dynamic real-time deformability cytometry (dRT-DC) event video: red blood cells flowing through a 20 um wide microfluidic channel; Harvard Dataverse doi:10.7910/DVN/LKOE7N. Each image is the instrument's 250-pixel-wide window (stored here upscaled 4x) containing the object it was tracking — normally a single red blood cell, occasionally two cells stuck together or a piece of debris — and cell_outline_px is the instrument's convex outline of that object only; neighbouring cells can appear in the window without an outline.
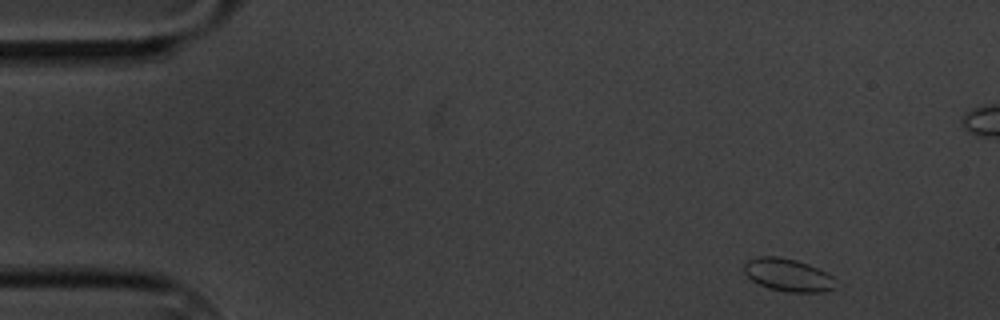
{"species": "common noctule bat (a hibernating species)", "species_latin": "Nyctalus noctula", "temperature_condition": "cold", "stored_images_in_passage": 5, "camera_frame_rate_fps": 3000, "um_per_image_px": 0.085, "animal": {"sex": "male", "body_mass_g": 20.1, "forearm_length_mm": 53.5}, "frame": {"image": 1, "passage_image": 1, "time_ms": 0.0, "image_size_px": [1000, 320], "cell_outline_px": [[836, 288], [824, 292], [788, 292], [772, 288], [760, 284], [752, 280], [744, 272], [744, 264], [748, 260], [760, 256], [776, 256], [796, 260], [808, 264], [832, 276]], "centroid_in_image_um": [66.98, 23.37], "position_along_channel_um": 18.0, "area_um2": 17.17}}